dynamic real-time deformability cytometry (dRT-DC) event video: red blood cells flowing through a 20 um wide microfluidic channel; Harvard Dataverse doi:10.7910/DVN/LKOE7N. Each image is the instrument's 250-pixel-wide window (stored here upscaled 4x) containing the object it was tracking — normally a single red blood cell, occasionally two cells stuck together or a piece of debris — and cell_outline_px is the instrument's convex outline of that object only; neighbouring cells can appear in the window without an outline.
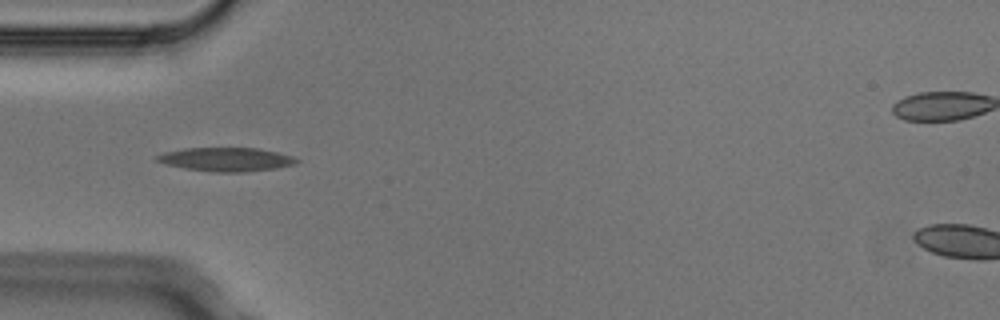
{"species": "Egyptian fruit bat (a non-hibernating species)", "species_latin": "Rousettus aegyptiacus", "temperature_condition": "cold", "stored_images_in_passage": 7, "camera_frame_rate_fps": 3000, "um_per_image_px": 0.085, "animal": {"sex": "male"}, "frame": {"image": 1, "passage_image": 4, "time_ms": 1.0, "image_size_px": [1000, 320], "cell_outline_px": [[300, 160], [296, 164], [276, 168], [244, 172], [212, 172], [184, 168], [164, 164], [156, 160], [156, 156], [164, 152], [184, 148], [256, 148], [276, 152], [292, 156]], "centroid_in_image_um": [19.21, 13.55], "position_along_channel_um": 65.8, "area_um2": 19.31}}
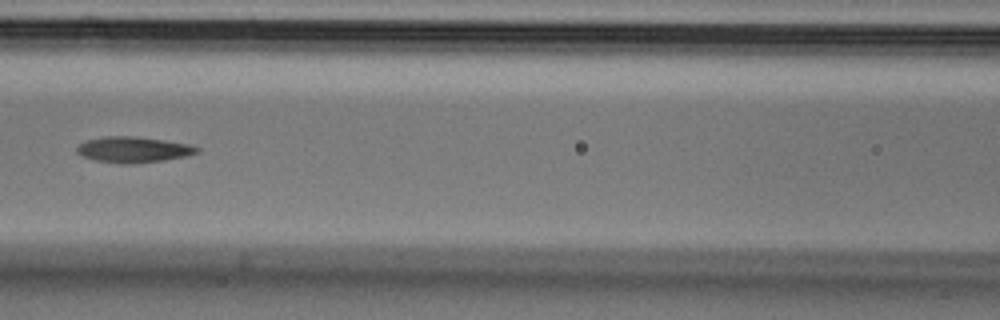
{"frame": {"image": 2, "passage_image": 6, "time_ms": 1.667, "image_size_px": [1000, 320], "cell_outline_px": [[200, 152], [188, 156], [164, 160], [132, 164], [120, 164], [96, 160], [84, 156], [76, 152], [76, 148], [80, 144], [88, 140], [104, 136], [132, 136], [164, 140], [188, 144], [200, 148]], "centroid_in_image_um": [11.37, 12.72], "position_along_channel_um": 155.2, "area_um2": 18.03}}
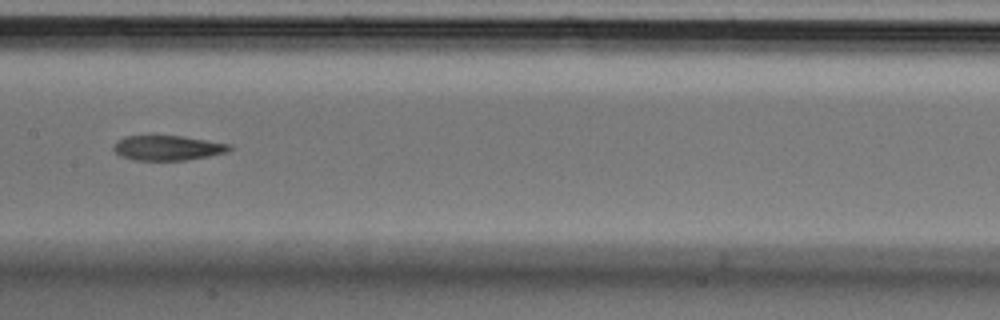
{"frame": {"image": 3, "passage_image": 7, "time_ms": 2.0, "image_size_px": [1000, 320], "cell_outline_px": [[232, 148], [228, 152], [208, 156], [184, 160], [136, 160], [120, 156], [112, 148], [112, 144], [124, 136], [180, 136], [232, 144]], "centroid_in_image_um": [14.24, 12.57], "position_along_channel_um": 193.2, "area_um2": 16.76}}